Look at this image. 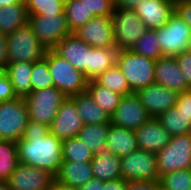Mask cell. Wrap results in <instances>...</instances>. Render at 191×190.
<instances>
[{
  "instance_id": "6da1fadb",
  "label": "cell",
  "mask_w": 191,
  "mask_h": 190,
  "mask_svg": "<svg viewBox=\"0 0 191 190\" xmlns=\"http://www.w3.org/2000/svg\"><path fill=\"white\" fill-rule=\"evenodd\" d=\"M62 142L49 132V126L29 120L22 138L16 142L19 162L55 176L63 161Z\"/></svg>"
},
{
  "instance_id": "7a4b0ae2",
  "label": "cell",
  "mask_w": 191,
  "mask_h": 190,
  "mask_svg": "<svg viewBox=\"0 0 191 190\" xmlns=\"http://www.w3.org/2000/svg\"><path fill=\"white\" fill-rule=\"evenodd\" d=\"M44 58L48 61L54 87L67 97L86 91L88 79L82 71L76 69L68 60L59 56L53 49H48Z\"/></svg>"
},
{
  "instance_id": "3957f363",
  "label": "cell",
  "mask_w": 191,
  "mask_h": 190,
  "mask_svg": "<svg viewBox=\"0 0 191 190\" xmlns=\"http://www.w3.org/2000/svg\"><path fill=\"white\" fill-rule=\"evenodd\" d=\"M156 60L134 53L132 50H118L116 64L120 68L133 93L155 83Z\"/></svg>"
},
{
  "instance_id": "277c9868",
  "label": "cell",
  "mask_w": 191,
  "mask_h": 190,
  "mask_svg": "<svg viewBox=\"0 0 191 190\" xmlns=\"http://www.w3.org/2000/svg\"><path fill=\"white\" fill-rule=\"evenodd\" d=\"M8 63L35 62L45 57L48 50L27 23L6 35Z\"/></svg>"
},
{
  "instance_id": "5b68a950",
  "label": "cell",
  "mask_w": 191,
  "mask_h": 190,
  "mask_svg": "<svg viewBox=\"0 0 191 190\" xmlns=\"http://www.w3.org/2000/svg\"><path fill=\"white\" fill-rule=\"evenodd\" d=\"M66 98L67 96L54 86L31 91L24 98L29 120L50 126Z\"/></svg>"
},
{
  "instance_id": "8992f818",
  "label": "cell",
  "mask_w": 191,
  "mask_h": 190,
  "mask_svg": "<svg viewBox=\"0 0 191 190\" xmlns=\"http://www.w3.org/2000/svg\"><path fill=\"white\" fill-rule=\"evenodd\" d=\"M159 177L165 173L191 169V134L171 136L169 143L156 153Z\"/></svg>"
},
{
  "instance_id": "52a82bcc",
  "label": "cell",
  "mask_w": 191,
  "mask_h": 190,
  "mask_svg": "<svg viewBox=\"0 0 191 190\" xmlns=\"http://www.w3.org/2000/svg\"><path fill=\"white\" fill-rule=\"evenodd\" d=\"M29 121L24 98L0 101V140L18 142Z\"/></svg>"
},
{
  "instance_id": "ba28073f",
  "label": "cell",
  "mask_w": 191,
  "mask_h": 190,
  "mask_svg": "<svg viewBox=\"0 0 191 190\" xmlns=\"http://www.w3.org/2000/svg\"><path fill=\"white\" fill-rule=\"evenodd\" d=\"M111 20L118 50H131L148 30L134 10L115 8Z\"/></svg>"
},
{
  "instance_id": "9c48e42d",
  "label": "cell",
  "mask_w": 191,
  "mask_h": 190,
  "mask_svg": "<svg viewBox=\"0 0 191 190\" xmlns=\"http://www.w3.org/2000/svg\"><path fill=\"white\" fill-rule=\"evenodd\" d=\"M155 30L163 56H177L188 51L191 28L176 12L164 26Z\"/></svg>"
},
{
  "instance_id": "30bf717a",
  "label": "cell",
  "mask_w": 191,
  "mask_h": 190,
  "mask_svg": "<svg viewBox=\"0 0 191 190\" xmlns=\"http://www.w3.org/2000/svg\"><path fill=\"white\" fill-rule=\"evenodd\" d=\"M121 175L124 180L159 181L156 154L137 149L121 156Z\"/></svg>"
},
{
  "instance_id": "8fae6325",
  "label": "cell",
  "mask_w": 191,
  "mask_h": 190,
  "mask_svg": "<svg viewBox=\"0 0 191 190\" xmlns=\"http://www.w3.org/2000/svg\"><path fill=\"white\" fill-rule=\"evenodd\" d=\"M28 24L37 39L48 49H53L72 33L67 24L66 14L29 15Z\"/></svg>"
},
{
  "instance_id": "7c38bea8",
  "label": "cell",
  "mask_w": 191,
  "mask_h": 190,
  "mask_svg": "<svg viewBox=\"0 0 191 190\" xmlns=\"http://www.w3.org/2000/svg\"><path fill=\"white\" fill-rule=\"evenodd\" d=\"M150 118L137 95L131 93L122 96L119 105L110 117V123L135 131Z\"/></svg>"
},
{
  "instance_id": "4fadbf2b",
  "label": "cell",
  "mask_w": 191,
  "mask_h": 190,
  "mask_svg": "<svg viewBox=\"0 0 191 190\" xmlns=\"http://www.w3.org/2000/svg\"><path fill=\"white\" fill-rule=\"evenodd\" d=\"M73 34L91 47H116L111 16H94Z\"/></svg>"
},
{
  "instance_id": "5bb4252c",
  "label": "cell",
  "mask_w": 191,
  "mask_h": 190,
  "mask_svg": "<svg viewBox=\"0 0 191 190\" xmlns=\"http://www.w3.org/2000/svg\"><path fill=\"white\" fill-rule=\"evenodd\" d=\"M54 179L46 170L19 162L6 181L11 190H48Z\"/></svg>"
},
{
  "instance_id": "9a60e30c",
  "label": "cell",
  "mask_w": 191,
  "mask_h": 190,
  "mask_svg": "<svg viewBox=\"0 0 191 190\" xmlns=\"http://www.w3.org/2000/svg\"><path fill=\"white\" fill-rule=\"evenodd\" d=\"M150 117L158 118L161 114L174 108L178 93L156 83L135 92Z\"/></svg>"
},
{
  "instance_id": "2e32d148",
  "label": "cell",
  "mask_w": 191,
  "mask_h": 190,
  "mask_svg": "<svg viewBox=\"0 0 191 190\" xmlns=\"http://www.w3.org/2000/svg\"><path fill=\"white\" fill-rule=\"evenodd\" d=\"M83 121L78 113L75 102L67 97L49 126V132L60 140L76 137L83 128Z\"/></svg>"
},
{
  "instance_id": "e0dca14e",
  "label": "cell",
  "mask_w": 191,
  "mask_h": 190,
  "mask_svg": "<svg viewBox=\"0 0 191 190\" xmlns=\"http://www.w3.org/2000/svg\"><path fill=\"white\" fill-rule=\"evenodd\" d=\"M85 41L71 33L63 38L53 50L68 60L76 69L82 71L89 80V48Z\"/></svg>"
},
{
  "instance_id": "ac0fdd59",
  "label": "cell",
  "mask_w": 191,
  "mask_h": 190,
  "mask_svg": "<svg viewBox=\"0 0 191 190\" xmlns=\"http://www.w3.org/2000/svg\"><path fill=\"white\" fill-rule=\"evenodd\" d=\"M134 12L143 21L147 29H159L174 13V0H142Z\"/></svg>"
},
{
  "instance_id": "d6986e66",
  "label": "cell",
  "mask_w": 191,
  "mask_h": 190,
  "mask_svg": "<svg viewBox=\"0 0 191 190\" xmlns=\"http://www.w3.org/2000/svg\"><path fill=\"white\" fill-rule=\"evenodd\" d=\"M155 83L175 92L191 90L181 72L175 56H162L155 62Z\"/></svg>"
},
{
  "instance_id": "ffe728a7",
  "label": "cell",
  "mask_w": 191,
  "mask_h": 190,
  "mask_svg": "<svg viewBox=\"0 0 191 190\" xmlns=\"http://www.w3.org/2000/svg\"><path fill=\"white\" fill-rule=\"evenodd\" d=\"M138 149L158 153L165 147L171 135L163 128L158 118L151 117L135 130Z\"/></svg>"
},
{
  "instance_id": "44dd1931",
  "label": "cell",
  "mask_w": 191,
  "mask_h": 190,
  "mask_svg": "<svg viewBox=\"0 0 191 190\" xmlns=\"http://www.w3.org/2000/svg\"><path fill=\"white\" fill-rule=\"evenodd\" d=\"M91 162L76 163L62 161L55 179L61 183L79 189L82 185L93 179Z\"/></svg>"
},
{
  "instance_id": "7402d4cb",
  "label": "cell",
  "mask_w": 191,
  "mask_h": 190,
  "mask_svg": "<svg viewBox=\"0 0 191 190\" xmlns=\"http://www.w3.org/2000/svg\"><path fill=\"white\" fill-rule=\"evenodd\" d=\"M91 165L95 179L108 181L122 178L120 157L106 148L94 154Z\"/></svg>"
},
{
  "instance_id": "603a6c76",
  "label": "cell",
  "mask_w": 191,
  "mask_h": 190,
  "mask_svg": "<svg viewBox=\"0 0 191 190\" xmlns=\"http://www.w3.org/2000/svg\"><path fill=\"white\" fill-rule=\"evenodd\" d=\"M105 148L118 157L136 151L138 146L135 131L110 123Z\"/></svg>"
},
{
  "instance_id": "cb8c5ba5",
  "label": "cell",
  "mask_w": 191,
  "mask_h": 190,
  "mask_svg": "<svg viewBox=\"0 0 191 190\" xmlns=\"http://www.w3.org/2000/svg\"><path fill=\"white\" fill-rule=\"evenodd\" d=\"M84 124L110 123V116L95 103L87 91L70 97Z\"/></svg>"
},
{
  "instance_id": "d4e9b609",
  "label": "cell",
  "mask_w": 191,
  "mask_h": 190,
  "mask_svg": "<svg viewBox=\"0 0 191 190\" xmlns=\"http://www.w3.org/2000/svg\"><path fill=\"white\" fill-rule=\"evenodd\" d=\"M4 72L10 79L17 97L25 98L31 92V62L8 63Z\"/></svg>"
},
{
  "instance_id": "484cf974",
  "label": "cell",
  "mask_w": 191,
  "mask_h": 190,
  "mask_svg": "<svg viewBox=\"0 0 191 190\" xmlns=\"http://www.w3.org/2000/svg\"><path fill=\"white\" fill-rule=\"evenodd\" d=\"M29 13L26 3L0 7V33L8 35L28 23Z\"/></svg>"
},
{
  "instance_id": "4316f807",
  "label": "cell",
  "mask_w": 191,
  "mask_h": 190,
  "mask_svg": "<svg viewBox=\"0 0 191 190\" xmlns=\"http://www.w3.org/2000/svg\"><path fill=\"white\" fill-rule=\"evenodd\" d=\"M118 49L114 48H89V80L95 79L116 64Z\"/></svg>"
},
{
  "instance_id": "83f0119b",
  "label": "cell",
  "mask_w": 191,
  "mask_h": 190,
  "mask_svg": "<svg viewBox=\"0 0 191 190\" xmlns=\"http://www.w3.org/2000/svg\"><path fill=\"white\" fill-rule=\"evenodd\" d=\"M110 123L84 124L77 137L95 154L106 147Z\"/></svg>"
},
{
  "instance_id": "f1b7e54d",
  "label": "cell",
  "mask_w": 191,
  "mask_h": 190,
  "mask_svg": "<svg viewBox=\"0 0 191 190\" xmlns=\"http://www.w3.org/2000/svg\"><path fill=\"white\" fill-rule=\"evenodd\" d=\"M86 91L110 117L120 103L122 95L99 85L94 79L88 80Z\"/></svg>"
},
{
  "instance_id": "f546056e",
  "label": "cell",
  "mask_w": 191,
  "mask_h": 190,
  "mask_svg": "<svg viewBox=\"0 0 191 190\" xmlns=\"http://www.w3.org/2000/svg\"><path fill=\"white\" fill-rule=\"evenodd\" d=\"M64 11L72 33L94 17L87 9L86 0H65Z\"/></svg>"
},
{
  "instance_id": "4dcf8cb0",
  "label": "cell",
  "mask_w": 191,
  "mask_h": 190,
  "mask_svg": "<svg viewBox=\"0 0 191 190\" xmlns=\"http://www.w3.org/2000/svg\"><path fill=\"white\" fill-rule=\"evenodd\" d=\"M158 119L160 120L163 128L171 136H177L190 132L191 120L189 117L181 113L176 107L170 108L161 114Z\"/></svg>"
},
{
  "instance_id": "1f68e13d",
  "label": "cell",
  "mask_w": 191,
  "mask_h": 190,
  "mask_svg": "<svg viewBox=\"0 0 191 190\" xmlns=\"http://www.w3.org/2000/svg\"><path fill=\"white\" fill-rule=\"evenodd\" d=\"M94 80L99 85L107 87L111 91L122 96L133 93L117 64L109 68L104 73L99 74Z\"/></svg>"
},
{
  "instance_id": "d6a6232c",
  "label": "cell",
  "mask_w": 191,
  "mask_h": 190,
  "mask_svg": "<svg viewBox=\"0 0 191 190\" xmlns=\"http://www.w3.org/2000/svg\"><path fill=\"white\" fill-rule=\"evenodd\" d=\"M94 154L79 138L72 137L62 142V159L76 163L91 162Z\"/></svg>"
},
{
  "instance_id": "836d02e7",
  "label": "cell",
  "mask_w": 191,
  "mask_h": 190,
  "mask_svg": "<svg viewBox=\"0 0 191 190\" xmlns=\"http://www.w3.org/2000/svg\"><path fill=\"white\" fill-rule=\"evenodd\" d=\"M18 163L16 142L0 140V179L7 180Z\"/></svg>"
},
{
  "instance_id": "e575fe53",
  "label": "cell",
  "mask_w": 191,
  "mask_h": 190,
  "mask_svg": "<svg viewBox=\"0 0 191 190\" xmlns=\"http://www.w3.org/2000/svg\"><path fill=\"white\" fill-rule=\"evenodd\" d=\"M131 50L136 54L153 60H157L163 56L160 44L158 43L156 30L153 29H148Z\"/></svg>"
},
{
  "instance_id": "d590c367",
  "label": "cell",
  "mask_w": 191,
  "mask_h": 190,
  "mask_svg": "<svg viewBox=\"0 0 191 190\" xmlns=\"http://www.w3.org/2000/svg\"><path fill=\"white\" fill-rule=\"evenodd\" d=\"M162 190H191V169L165 173L159 179Z\"/></svg>"
},
{
  "instance_id": "8d00e7d4",
  "label": "cell",
  "mask_w": 191,
  "mask_h": 190,
  "mask_svg": "<svg viewBox=\"0 0 191 190\" xmlns=\"http://www.w3.org/2000/svg\"><path fill=\"white\" fill-rule=\"evenodd\" d=\"M29 15L65 14V0H25Z\"/></svg>"
},
{
  "instance_id": "74e56055",
  "label": "cell",
  "mask_w": 191,
  "mask_h": 190,
  "mask_svg": "<svg viewBox=\"0 0 191 190\" xmlns=\"http://www.w3.org/2000/svg\"><path fill=\"white\" fill-rule=\"evenodd\" d=\"M54 86L52 75L48 67V61L43 58L32 63L31 91L46 89Z\"/></svg>"
},
{
  "instance_id": "f35d334b",
  "label": "cell",
  "mask_w": 191,
  "mask_h": 190,
  "mask_svg": "<svg viewBox=\"0 0 191 190\" xmlns=\"http://www.w3.org/2000/svg\"><path fill=\"white\" fill-rule=\"evenodd\" d=\"M88 11L94 16H112L114 12V0H86Z\"/></svg>"
},
{
  "instance_id": "ab89813d",
  "label": "cell",
  "mask_w": 191,
  "mask_h": 190,
  "mask_svg": "<svg viewBox=\"0 0 191 190\" xmlns=\"http://www.w3.org/2000/svg\"><path fill=\"white\" fill-rule=\"evenodd\" d=\"M17 98L13 85L6 73L0 70V101H9Z\"/></svg>"
},
{
  "instance_id": "60d3db41",
  "label": "cell",
  "mask_w": 191,
  "mask_h": 190,
  "mask_svg": "<svg viewBox=\"0 0 191 190\" xmlns=\"http://www.w3.org/2000/svg\"><path fill=\"white\" fill-rule=\"evenodd\" d=\"M175 57L188 86L191 88V53L189 51L181 52Z\"/></svg>"
},
{
  "instance_id": "b9f144b4",
  "label": "cell",
  "mask_w": 191,
  "mask_h": 190,
  "mask_svg": "<svg viewBox=\"0 0 191 190\" xmlns=\"http://www.w3.org/2000/svg\"><path fill=\"white\" fill-rule=\"evenodd\" d=\"M174 12L191 28V0H174Z\"/></svg>"
},
{
  "instance_id": "7bdbcfd3",
  "label": "cell",
  "mask_w": 191,
  "mask_h": 190,
  "mask_svg": "<svg viewBox=\"0 0 191 190\" xmlns=\"http://www.w3.org/2000/svg\"><path fill=\"white\" fill-rule=\"evenodd\" d=\"M175 107L191 120V90L178 94Z\"/></svg>"
},
{
  "instance_id": "ee69618b",
  "label": "cell",
  "mask_w": 191,
  "mask_h": 190,
  "mask_svg": "<svg viewBox=\"0 0 191 190\" xmlns=\"http://www.w3.org/2000/svg\"><path fill=\"white\" fill-rule=\"evenodd\" d=\"M159 181H127L126 190H159Z\"/></svg>"
},
{
  "instance_id": "f6af8a7d",
  "label": "cell",
  "mask_w": 191,
  "mask_h": 190,
  "mask_svg": "<svg viewBox=\"0 0 191 190\" xmlns=\"http://www.w3.org/2000/svg\"><path fill=\"white\" fill-rule=\"evenodd\" d=\"M8 64L6 35L0 33V70L4 71Z\"/></svg>"
},
{
  "instance_id": "bcb514c9",
  "label": "cell",
  "mask_w": 191,
  "mask_h": 190,
  "mask_svg": "<svg viewBox=\"0 0 191 190\" xmlns=\"http://www.w3.org/2000/svg\"><path fill=\"white\" fill-rule=\"evenodd\" d=\"M127 180L123 178L103 181L101 190H126Z\"/></svg>"
},
{
  "instance_id": "7dc6e473",
  "label": "cell",
  "mask_w": 191,
  "mask_h": 190,
  "mask_svg": "<svg viewBox=\"0 0 191 190\" xmlns=\"http://www.w3.org/2000/svg\"><path fill=\"white\" fill-rule=\"evenodd\" d=\"M141 1L142 0H114V7L133 10Z\"/></svg>"
},
{
  "instance_id": "c3c4849f",
  "label": "cell",
  "mask_w": 191,
  "mask_h": 190,
  "mask_svg": "<svg viewBox=\"0 0 191 190\" xmlns=\"http://www.w3.org/2000/svg\"><path fill=\"white\" fill-rule=\"evenodd\" d=\"M101 187H103V181L93 178L82 185L78 190H101Z\"/></svg>"
},
{
  "instance_id": "681fc988",
  "label": "cell",
  "mask_w": 191,
  "mask_h": 190,
  "mask_svg": "<svg viewBox=\"0 0 191 190\" xmlns=\"http://www.w3.org/2000/svg\"><path fill=\"white\" fill-rule=\"evenodd\" d=\"M48 190H78L54 179Z\"/></svg>"
},
{
  "instance_id": "f907efd6",
  "label": "cell",
  "mask_w": 191,
  "mask_h": 190,
  "mask_svg": "<svg viewBox=\"0 0 191 190\" xmlns=\"http://www.w3.org/2000/svg\"><path fill=\"white\" fill-rule=\"evenodd\" d=\"M16 3H25V0H0V7L7 6V5H13Z\"/></svg>"
},
{
  "instance_id": "816d5d0a",
  "label": "cell",
  "mask_w": 191,
  "mask_h": 190,
  "mask_svg": "<svg viewBox=\"0 0 191 190\" xmlns=\"http://www.w3.org/2000/svg\"><path fill=\"white\" fill-rule=\"evenodd\" d=\"M0 190H11L6 180H0Z\"/></svg>"
},
{
  "instance_id": "f5cc1de1",
  "label": "cell",
  "mask_w": 191,
  "mask_h": 190,
  "mask_svg": "<svg viewBox=\"0 0 191 190\" xmlns=\"http://www.w3.org/2000/svg\"><path fill=\"white\" fill-rule=\"evenodd\" d=\"M188 51L191 53V40H190V45Z\"/></svg>"
}]
</instances>
